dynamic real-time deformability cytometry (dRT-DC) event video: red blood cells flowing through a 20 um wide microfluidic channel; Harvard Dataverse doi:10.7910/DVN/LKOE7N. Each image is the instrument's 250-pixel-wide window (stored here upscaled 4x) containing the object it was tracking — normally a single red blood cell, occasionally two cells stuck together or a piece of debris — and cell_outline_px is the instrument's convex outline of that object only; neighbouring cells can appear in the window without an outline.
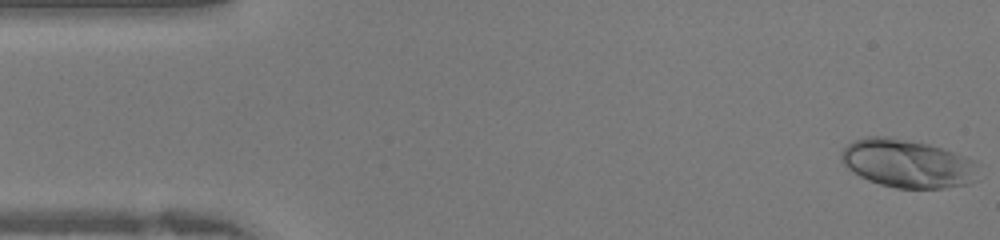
{"species": "human", "species_latin": "Homo sapiens", "temperature_condition": "warm", "stored_images_in_passage": 41, "camera_frame_rate_fps": 3000, "um_per_image_px": 0.085, "donor": {"sex": "female"}, "frame": {"image": 1, "passage_image": 1, "time_ms": 0.0, "image_size_px": [1000, 240], "cell_outline_px": [[980, 180], [968, 184], [944, 188], [896, 188], [880, 184], [868, 180], [852, 172], [840, 160], [840, 156], [844, 148], [848, 144], [856, 140], [868, 136], [888, 136], [928, 144], [976, 160]], "centroid_in_image_um": [77.17, 13.91], "position_along_channel_um": 7.8, "area_um2": 38.73}}
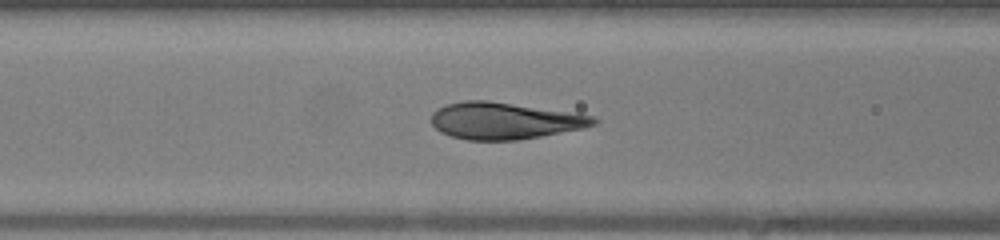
{"frame": {"image": 2, "passage_image": 16, "time_ms": 5.0, "image_size_px": [1000, 240], "cell_outline_px": [[600, 120], [596, 124], [584, 128], [520, 140], [468, 140], [452, 136], [440, 132], [432, 124], [432, 112], [448, 104], [464, 100], [488, 100], [596, 116]], "centroid_in_image_um": [42.91, 10.27], "position_along_channel_um": 123.7, "area_um2": 34.68}}
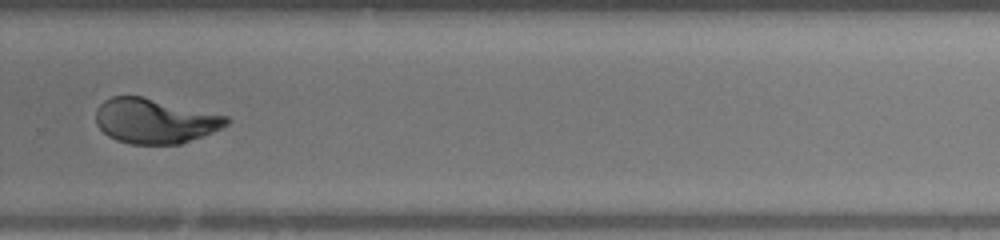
{"frame": {"image": 3, "passage_image": 28, "time_ms": 9.0, "image_size_px": [1000, 240], "cell_outline_px": [[232, 120], [228, 124], [212, 132], [180, 144], [132, 144], [116, 140], [108, 136], [96, 124], [96, 108], [104, 100], [112, 96], [140, 96], [228, 116]], "centroid_in_image_um": [13.14, 10.28], "position_along_channel_um": 316.7, "area_um2": 33.93}}